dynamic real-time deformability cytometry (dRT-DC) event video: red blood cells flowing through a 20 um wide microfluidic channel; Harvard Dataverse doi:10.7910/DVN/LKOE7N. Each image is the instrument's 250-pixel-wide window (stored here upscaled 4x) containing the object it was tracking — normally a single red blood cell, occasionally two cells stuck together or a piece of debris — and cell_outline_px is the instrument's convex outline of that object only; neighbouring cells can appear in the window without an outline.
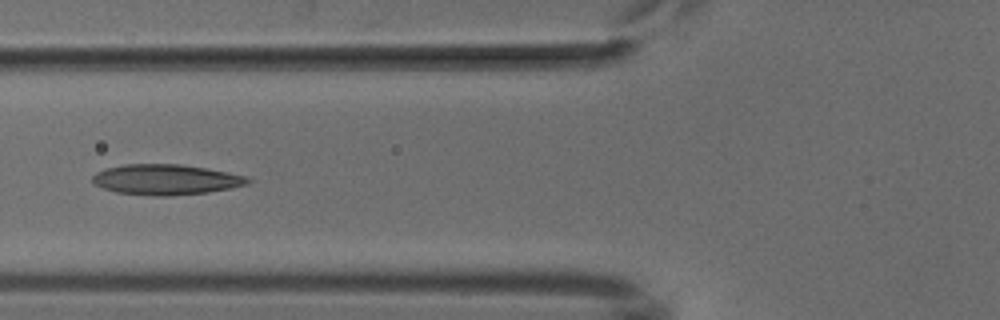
{"species": "common noctule bat (a hibernating species)", "species_latin": "Nyctalus noctula", "temperature_condition": "cold", "stored_images_in_passage": 6, "camera_frame_rate_fps": 3000, "um_per_image_px": 0.085, "animal": {"sex": "male", "body_mass_g": 18.8}, "frame": {"image": 1, "passage_image": 6, "time_ms": 6.333, "image_size_px": [1000, 320], "cell_outline_px": [[252, 180], [248, 184], [232, 188], [208, 192], [168, 196], [152, 196], [116, 192], [104, 188], [96, 184], [92, 180], [92, 176], [96, 172], [108, 168], [124, 164], [180, 164], [228, 172], [248, 176]], "centroid_in_image_um": [14.14, 15.27], "position_along_channel_um": 111.7, "area_um2": 27.51}}